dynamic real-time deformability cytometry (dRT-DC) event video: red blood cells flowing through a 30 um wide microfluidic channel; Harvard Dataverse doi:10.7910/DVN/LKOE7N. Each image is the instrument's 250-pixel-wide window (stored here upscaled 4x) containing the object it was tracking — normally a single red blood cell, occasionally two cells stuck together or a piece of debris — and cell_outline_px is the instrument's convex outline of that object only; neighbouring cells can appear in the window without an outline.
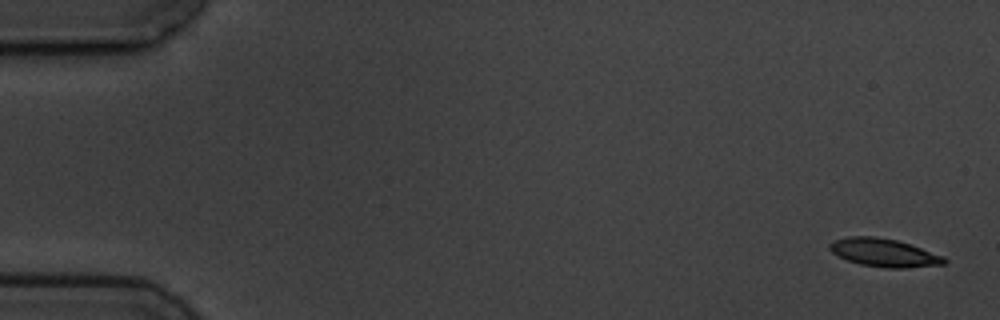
{"species": "common noctule bat (a hibernating species)", "species_latin": "Nyctalus noctula", "temperature_condition": "cold", "stored_images_in_passage": 5, "camera_frame_rate_fps": 3000, "um_per_image_px": 0.085, "animal": {"sex": "male", "body_mass_g": 19.5, "forearm_length_mm": 54.6}, "frame": {"image": 1, "passage_image": 1, "time_ms": 0.0, "image_size_px": [1000, 320], "cell_outline_px": [[948, 260], [944, 264], [908, 268], [888, 268], [860, 264], [848, 260], [832, 252], [828, 248], [828, 244], [836, 240], [848, 236], [876, 236], [896, 240], [944, 256]], "centroid_in_image_um": [75.14, 21.48], "position_along_channel_um": 9.9, "area_um2": 18.61}}
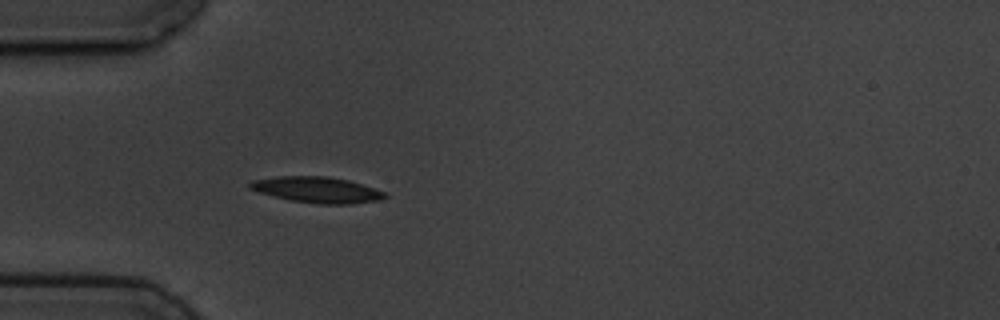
{"frame": {"image": 2, "passage_image": 5, "time_ms": 5.0, "image_size_px": [1000, 320], "cell_outline_px": [[388, 196], [380, 200], [352, 204], [320, 204], [292, 200], [260, 192], [248, 188], [248, 184], [252, 180], [276, 176], [328, 176], [348, 180], [388, 192]], "centroid_in_image_um": [27.0, 16.12], "position_along_channel_um": 58.0, "area_um2": 20.4}}